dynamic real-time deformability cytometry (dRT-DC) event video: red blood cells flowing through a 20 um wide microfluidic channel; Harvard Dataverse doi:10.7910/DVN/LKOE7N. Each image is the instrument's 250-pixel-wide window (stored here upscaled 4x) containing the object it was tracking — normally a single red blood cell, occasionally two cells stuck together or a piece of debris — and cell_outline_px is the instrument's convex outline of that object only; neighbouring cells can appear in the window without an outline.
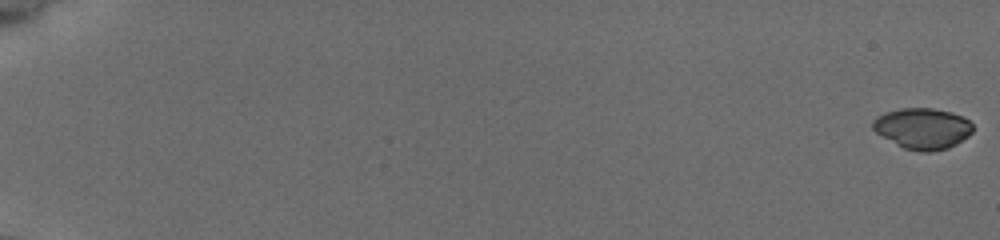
{"species": "common noctule bat (a hibernating species)", "species_latin": "Nyctalus noctula", "temperature_condition": "cold", "stored_images_in_passage": 12, "camera_frame_rate_fps": 3000, "um_per_image_px": 0.085, "animal": {"sex": "female", "body_mass_g": 19.5, "forearm_length_mm": 54.1}, "frame": {"image": 1, "passage_image": 1, "time_ms": 0.0, "image_size_px": [1000, 240], "cell_outline_px": [[972, 132], [968, 136], [956, 144], [948, 148], [928, 152], [920, 152], [904, 148], [876, 132], [872, 128], [872, 120], [876, 116], [884, 112], [900, 108], [932, 108], [952, 112], [964, 116], [972, 124]], "centroid_in_image_um": [78.42, 10.9], "position_along_channel_um": 6.6, "area_um2": 23.93}}